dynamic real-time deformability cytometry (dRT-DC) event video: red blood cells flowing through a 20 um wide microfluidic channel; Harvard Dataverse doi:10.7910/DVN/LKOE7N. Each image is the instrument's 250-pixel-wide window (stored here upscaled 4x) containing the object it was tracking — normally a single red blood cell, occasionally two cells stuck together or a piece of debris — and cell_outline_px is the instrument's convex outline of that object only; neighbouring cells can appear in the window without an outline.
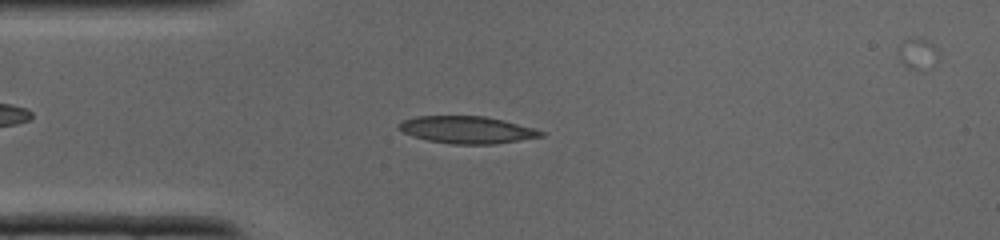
{"species": "common noctule bat (a hibernating species)", "species_latin": "Nyctalus noctula", "temperature_condition": "cold", "stored_images_in_passage": 36, "camera_frame_rate_fps": 3000, "um_per_image_px": 0.085, "animal": {"sex": "male", "body_mass_g": 19.0, "forearm_length_mm": 50.8}, "frame": {"image": 1, "passage_image": 8, "time_ms": 2.333, "image_size_px": [1000, 240], "cell_outline_px": [[544, 136], [496, 144], [452, 144], [428, 140], [412, 136], [396, 128], [404, 120], [416, 116], [484, 116], [504, 120], [532, 128], [544, 132]], "centroid_in_image_um": [39.69, 11.03], "position_along_channel_um": 45.3, "area_um2": 22.37}}
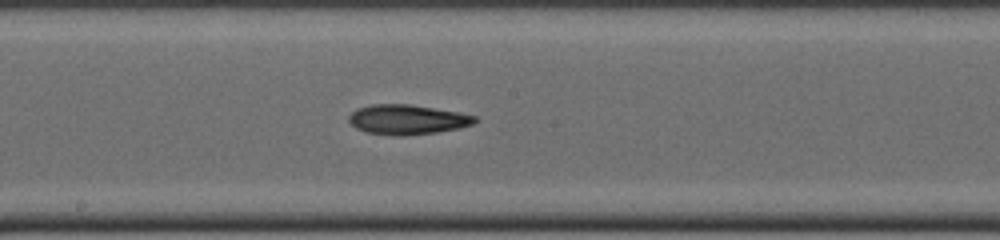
{"frame": {"image": 2, "passage_image": 18, "time_ms": 5.667, "image_size_px": [1000, 240], "cell_outline_px": [[480, 120], [472, 124], [460, 128], [436, 132], [404, 136], [396, 136], [368, 132], [356, 128], [348, 120], [348, 116], [356, 108], [372, 104], [412, 104], [456, 112], [476, 116]], "centroid_in_image_um": [34.62, 10.16], "position_along_channel_um": 213.6, "area_um2": 21.91}}
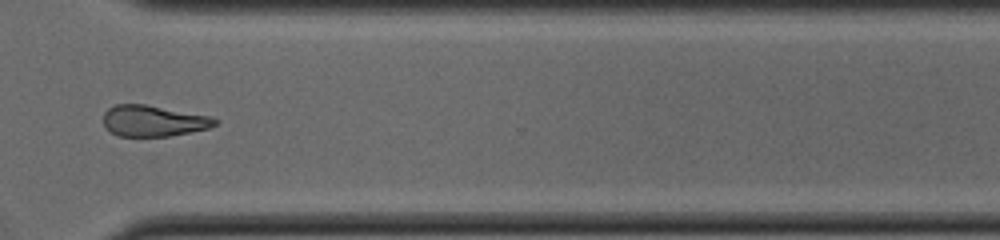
{"frame": {"image": 3, "passage_image": 26, "time_ms": 8.333, "image_size_px": [1000, 240], "cell_outline_px": [[220, 120], [216, 124], [208, 128], [168, 136], [116, 136], [104, 128], [104, 112], [108, 108], [116, 104], [144, 104], [208, 116]], "centroid_in_image_um": [12.98, 10.28], "position_along_channel_um": 357.6, "area_um2": 20.06}}